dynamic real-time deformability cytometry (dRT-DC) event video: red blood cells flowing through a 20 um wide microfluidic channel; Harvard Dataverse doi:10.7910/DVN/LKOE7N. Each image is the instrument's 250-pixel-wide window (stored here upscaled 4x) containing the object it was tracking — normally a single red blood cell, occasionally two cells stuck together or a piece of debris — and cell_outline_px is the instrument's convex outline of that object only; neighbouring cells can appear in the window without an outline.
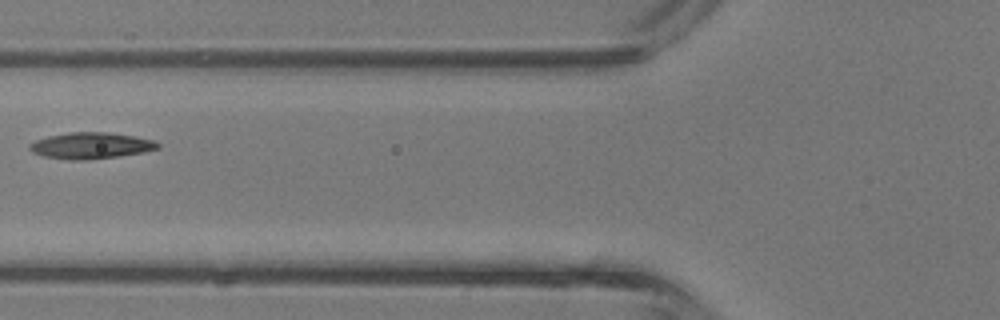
{"species": "common noctule bat (a hibernating species)", "species_latin": "Nyctalus noctula", "temperature_condition": "room temperature", "stored_images_in_passage": 3, "camera_frame_rate_fps": 3000, "um_per_image_px": 0.085, "animal": {"sex": "male", "body_mass_g": 13.3}, "frame": {"image": 1, "passage_image": 3, "time_ms": 0.667, "image_size_px": [1000, 320], "cell_outline_px": [[160, 148], [144, 152], [120, 156], [88, 160], [68, 160], [44, 156], [32, 152], [28, 148], [28, 144], [36, 140], [48, 136], [68, 132], [108, 132], [136, 136], [152, 140], [160, 144]], "centroid_in_image_um": [7.72, 12.38], "position_along_channel_um": 118.1, "area_um2": 19.83}}